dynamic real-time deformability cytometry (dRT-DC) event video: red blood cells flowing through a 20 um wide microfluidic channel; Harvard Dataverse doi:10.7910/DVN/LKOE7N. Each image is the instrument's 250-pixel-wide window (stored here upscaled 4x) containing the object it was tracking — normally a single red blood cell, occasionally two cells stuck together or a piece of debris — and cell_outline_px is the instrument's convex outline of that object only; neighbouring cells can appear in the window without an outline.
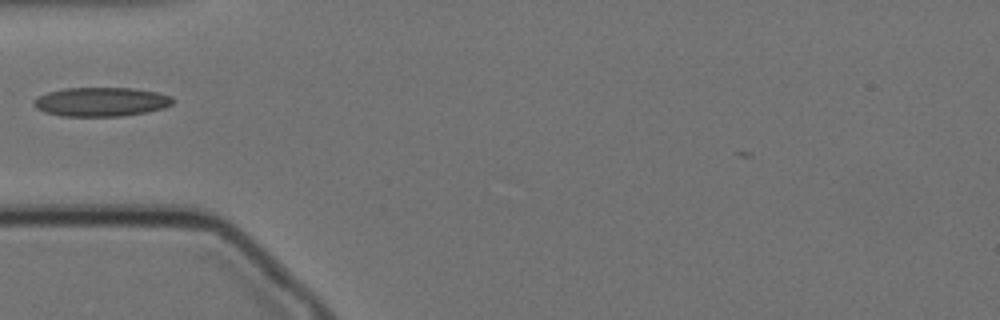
{"species": "Egyptian fruit bat (a non-hibernating species)", "species_latin": "Rousettus aegyptiacus", "temperature_condition": "cold", "stored_images_in_passage": 39, "camera_frame_rate_fps": 3000, "um_per_image_px": 0.085, "animal": {"sex": "female"}, "frame": {"image": 1, "passage_image": 2, "time_ms": 0.333, "image_size_px": [1000, 320], "cell_outline_px": [[176, 100], [172, 104], [164, 108], [148, 112], [120, 116], [64, 116], [44, 112], [36, 108], [32, 104], [40, 96], [48, 92], [64, 88], [136, 88], [160, 92], [172, 96]], "centroid_in_image_um": [8.67, 8.65], "position_along_channel_um": 76.3, "area_um2": 23.7}}
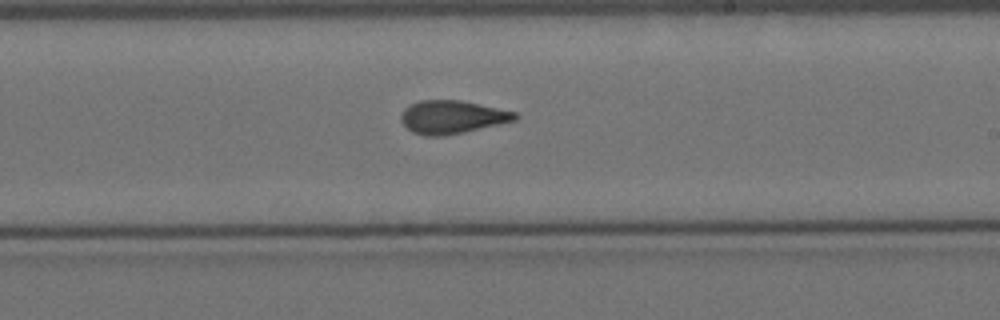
{"frame": {"image": 2, "passage_image": 17, "time_ms": 5.333, "image_size_px": [1000, 320], "cell_outline_px": [[520, 116], [516, 120], [464, 132], [444, 136], [424, 136], [412, 132], [400, 120], [400, 116], [404, 108], [420, 100], [460, 100], [516, 112]], "centroid_in_image_um": [38.42, 9.95], "position_along_channel_um": 250.6, "area_um2": 21.96}}
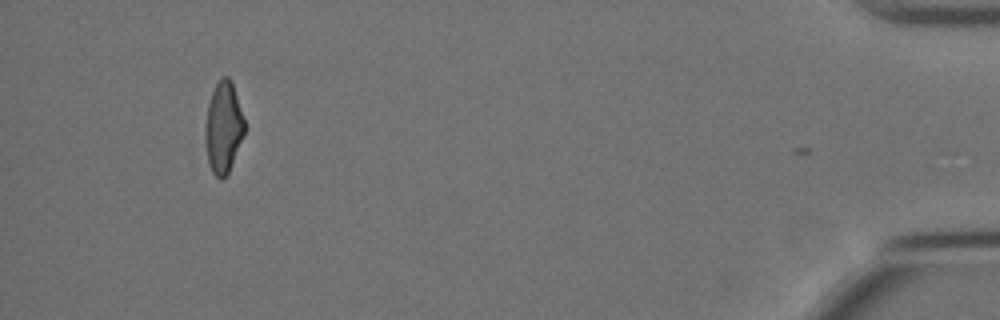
{"frame": {"image": 3, "passage_image": 38, "time_ms": 12.333, "image_size_px": [1000, 320], "cell_outline_px": [[244, 132], [228, 172], [220, 180], [212, 172], [208, 164], [204, 136], [204, 128], [208, 104], [212, 92], [216, 84], [224, 76], [228, 76], [232, 80], [244, 120]], "centroid_in_image_um": [18.96, 10.82], "position_along_channel_um": 416.2, "area_um2": 20.63}, "authors_computed_cell_mechanics": {"area_um2": 21.6172, "velocity_mm_per_s": 3.4569, "shape_relaxation_time_tau1_ms": 8.1035, "shape_relaxation_time_tau2_ms": 2.0876, "deformation_change_tau1": 0.1928, "deformation_change_tau2": 0.0916}}